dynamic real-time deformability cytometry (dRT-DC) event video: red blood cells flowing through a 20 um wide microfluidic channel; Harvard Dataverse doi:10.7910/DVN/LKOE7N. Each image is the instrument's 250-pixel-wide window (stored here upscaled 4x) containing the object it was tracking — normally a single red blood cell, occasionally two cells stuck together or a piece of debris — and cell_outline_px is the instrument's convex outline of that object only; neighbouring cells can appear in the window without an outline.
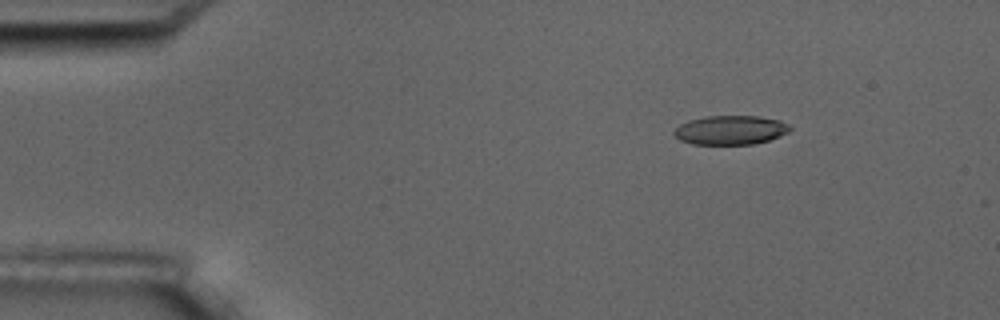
{"species": "common noctule bat (a hibernating species)", "species_latin": "Nyctalus noctula", "temperature_condition": "room temperature", "stored_images_in_passage": 6, "camera_frame_rate_fps": 3000, "um_per_image_px": 0.085, "animal": {"sex": "male", "body_mass_g": 17.5, "forearm_length_mm": 52.3}, "frame": {"image": 1, "passage_image": 3, "time_ms": 2.333, "image_size_px": [1000, 320], "cell_outline_px": [[792, 128], [788, 132], [780, 136], [768, 140], [752, 144], [692, 144], [680, 140], [672, 132], [680, 124], [688, 120], [704, 116], [760, 116], [780, 120], [788, 124]], "centroid_in_image_um": [62.09, 11.05], "position_along_channel_um": 22.9, "area_um2": 19.71}}